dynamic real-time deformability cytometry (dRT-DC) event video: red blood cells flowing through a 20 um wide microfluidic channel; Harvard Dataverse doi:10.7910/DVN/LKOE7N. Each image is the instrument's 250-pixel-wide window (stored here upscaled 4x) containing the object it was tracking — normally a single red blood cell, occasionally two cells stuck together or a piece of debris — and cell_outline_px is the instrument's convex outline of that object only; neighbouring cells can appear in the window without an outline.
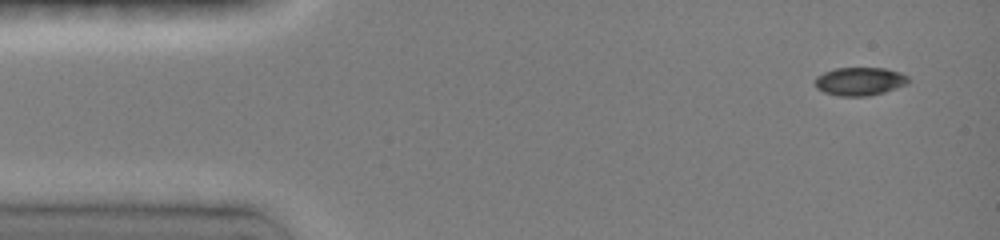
{"species": "common noctule bat (a hibernating species)", "species_latin": "Nyctalus noctula", "temperature_condition": "room temperature", "stored_images_in_passage": 12, "camera_frame_rate_fps": 3000, "um_per_image_px": 0.085, "animal": {"sex": "female", "body_mass_g": 19.0, "forearm_length_mm": 51.5}, "frame": {"image": 1, "passage_image": 1, "time_ms": 0.0, "image_size_px": [1000, 240], "cell_outline_px": [[908, 84], [884, 92], [868, 96], [840, 96], [824, 92], [816, 88], [816, 76], [824, 72], [836, 68], [884, 68], [900, 72], [908, 76]], "centroid_in_image_um": [73.09, 6.91], "position_along_channel_um": 11.9, "area_um2": 15.32}}
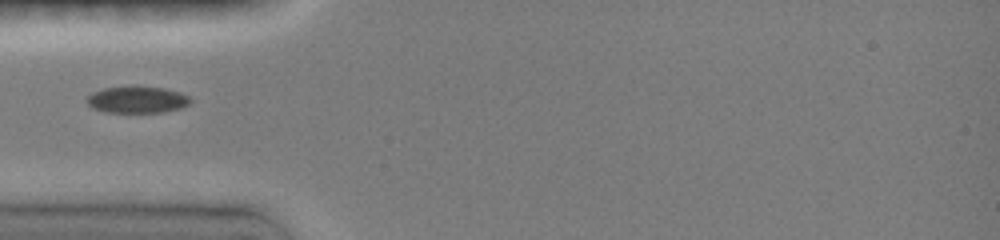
{"frame": {"image": 2, "passage_image": 10, "time_ms": 3.0, "image_size_px": [1000, 240], "cell_outline_px": [[192, 100], [188, 104], [180, 108], [164, 112], [104, 112], [92, 108], [88, 104], [88, 96], [92, 92], [104, 88], [160, 88], [176, 92], [188, 96]], "centroid_in_image_um": [11.63, 8.51], "position_along_channel_um": 73.4, "area_um2": 15.43}}
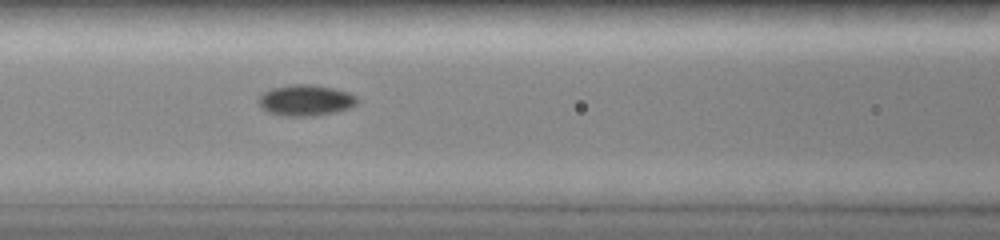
{"frame": {"image": 3, "passage_image": 12, "time_ms": 3.667, "image_size_px": [1000, 240], "cell_outline_px": [[356, 104], [348, 108], [336, 112], [316, 116], [284, 116], [268, 112], [260, 104], [260, 96], [264, 92], [272, 88], [292, 84], [308, 84], [332, 88], [348, 92], [356, 96]], "centroid_in_image_um": [25.99, 8.53], "position_along_channel_um": 140.6, "area_um2": 17.57}}